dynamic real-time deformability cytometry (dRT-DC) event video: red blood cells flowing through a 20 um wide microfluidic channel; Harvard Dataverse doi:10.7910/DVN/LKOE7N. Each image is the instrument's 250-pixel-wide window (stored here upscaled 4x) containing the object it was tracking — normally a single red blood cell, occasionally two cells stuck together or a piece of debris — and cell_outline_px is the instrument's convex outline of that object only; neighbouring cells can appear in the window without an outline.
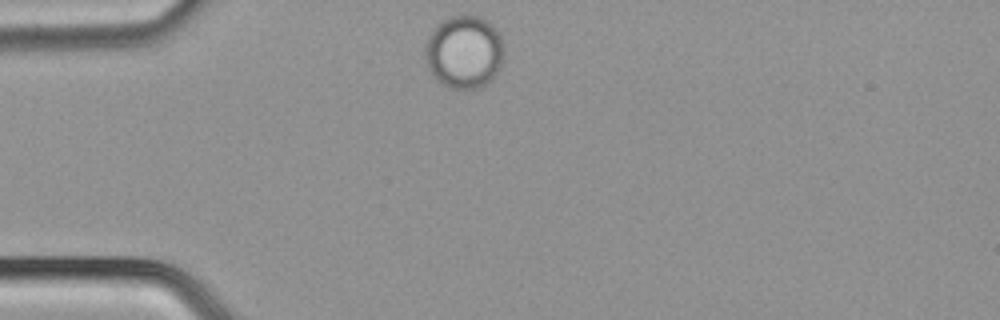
{"species": "common noctule bat (a hibernating species)", "species_latin": "Nyctalus noctula", "temperature_condition": "cold", "stored_images_in_passage": 39, "camera_frame_rate_fps": 3000, "um_per_image_px": 0.085, "animal": {"sex": "male", "body_mass_g": 21.5, "forearm_length_mm": 52.0}, "frame": {"image": 1, "passage_image": 1, "time_ms": 0.0, "image_size_px": [1000, 320], "cell_outline_px": [[504, 60], [496, 76], [492, 80], [480, 88], [448, 88], [436, 80], [428, 68], [424, 56], [424, 48], [428, 36], [440, 20], [448, 16], [476, 16], [488, 20], [500, 32], [504, 44]], "centroid_in_image_um": [39.47, 4.41], "position_along_channel_um": 45.5, "area_um2": 34.33}}
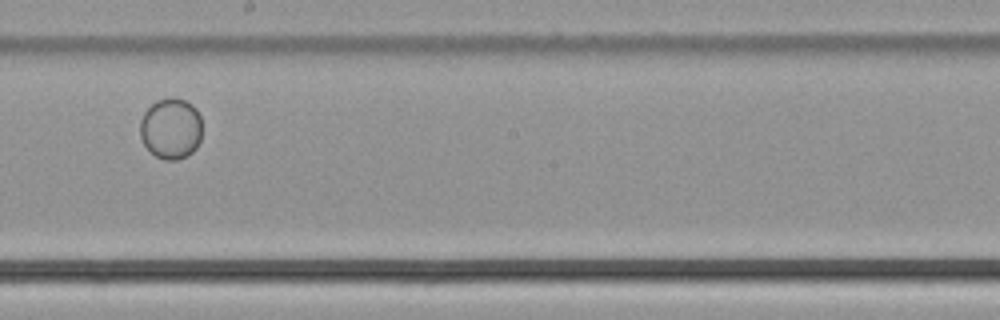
{"frame": {"image": 2, "passage_image": 17, "time_ms": 5.333, "image_size_px": [1000, 320], "cell_outline_px": [[200, 140], [196, 148], [192, 152], [176, 160], [164, 160], [156, 156], [144, 144], [140, 136], [140, 120], [144, 112], [156, 100], [184, 100], [192, 104], [196, 108], [200, 116]], "centroid_in_image_um": [14.51, 10.95], "position_along_channel_um": 233.7, "area_um2": 21.62}}
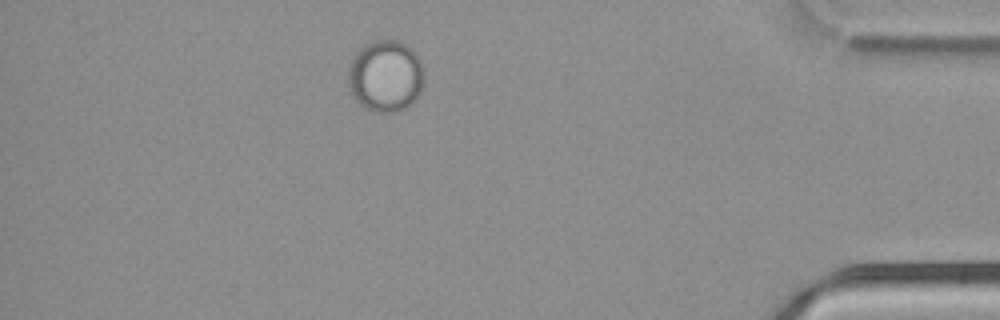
{"frame": {"image": 3, "passage_image": 33, "time_ms": 10.667, "image_size_px": [1000, 320], "cell_outline_px": [[424, 84], [416, 100], [408, 108], [392, 112], [376, 112], [364, 108], [356, 100], [348, 84], [348, 68], [352, 56], [360, 48], [376, 40], [396, 40], [412, 48], [416, 52], [424, 68]], "centroid_in_image_um": [32.8, 6.47], "position_along_channel_um": 402.4, "area_um2": 32.19}}